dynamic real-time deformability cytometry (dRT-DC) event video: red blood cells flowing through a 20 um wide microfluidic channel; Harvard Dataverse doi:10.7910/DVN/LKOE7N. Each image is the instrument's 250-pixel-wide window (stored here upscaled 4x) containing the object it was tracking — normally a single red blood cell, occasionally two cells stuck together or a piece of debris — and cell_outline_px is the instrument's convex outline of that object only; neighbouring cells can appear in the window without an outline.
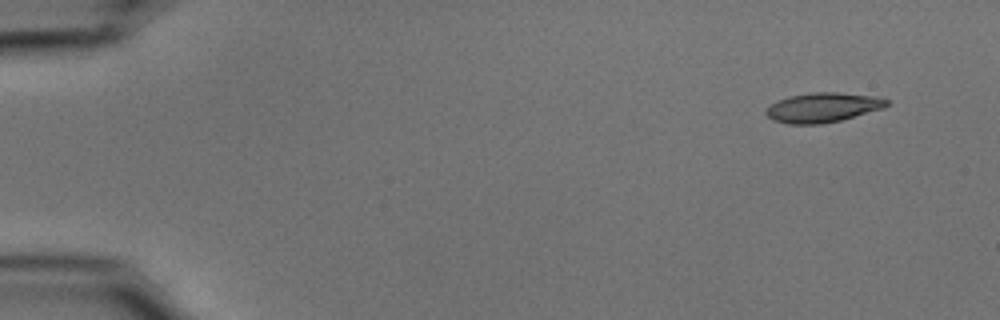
{"species": "common noctule bat (a hibernating species)", "species_latin": "Nyctalus noctula", "temperature_condition": "cold", "stored_images_in_passage": 27, "camera_frame_rate_fps": 3000, "um_per_image_px": 0.085, "animal": {"sex": "male", "body_mass_g": 15.6}, "frame": {"image": 1, "passage_image": 1, "time_ms": 0.0, "image_size_px": [1000, 320], "cell_outline_px": [[888, 104], [884, 108], [840, 120], [820, 124], [788, 124], [772, 120], [764, 112], [764, 108], [788, 96], [812, 92], [836, 92], [872, 96], [888, 100]], "centroid_in_image_um": [69.89, 9.14], "position_along_channel_um": 15.1, "area_um2": 20.69}}
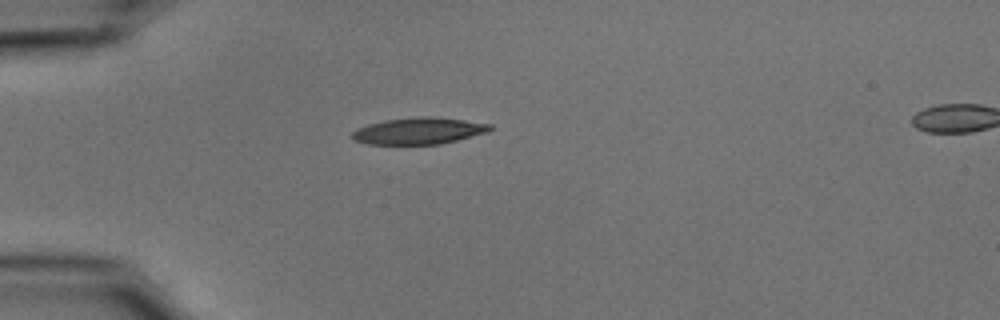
{"frame": {"image": 2, "passage_image": 12, "time_ms": 3.667, "image_size_px": [1000, 320], "cell_outline_px": [[492, 128], [488, 132], [440, 144], [368, 144], [352, 140], [352, 132], [356, 128], [368, 124], [384, 120], [420, 116], [432, 116], [464, 120], [492, 124]], "centroid_in_image_um": [35.57, 11.12], "position_along_channel_um": 49.4, "area_um2": 21.44}}
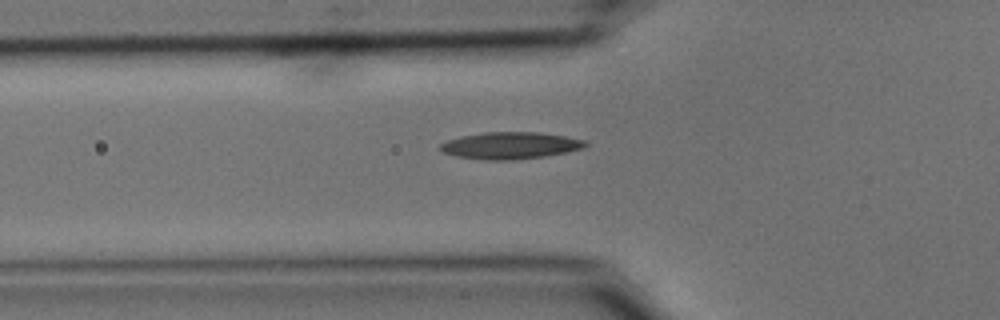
{"frame": {"image": 3, "passage_image": 16, "time_ms": 5.0, "image_size_px": [1000, 320], "cell_outline_px": [[588, 144], [584, 148], [544, 156], [508, 160], [488, 160], [456, 156], [444, 152], [440, 148], [440, 144], [448, 140], [460, 136], [484, 132], [536, 132], [564, 136], [588, 140]], "centroid_in_image_um": [43.39, 12.36], "position_along_channel_um": 82.4, "area_um2": 22.54}}